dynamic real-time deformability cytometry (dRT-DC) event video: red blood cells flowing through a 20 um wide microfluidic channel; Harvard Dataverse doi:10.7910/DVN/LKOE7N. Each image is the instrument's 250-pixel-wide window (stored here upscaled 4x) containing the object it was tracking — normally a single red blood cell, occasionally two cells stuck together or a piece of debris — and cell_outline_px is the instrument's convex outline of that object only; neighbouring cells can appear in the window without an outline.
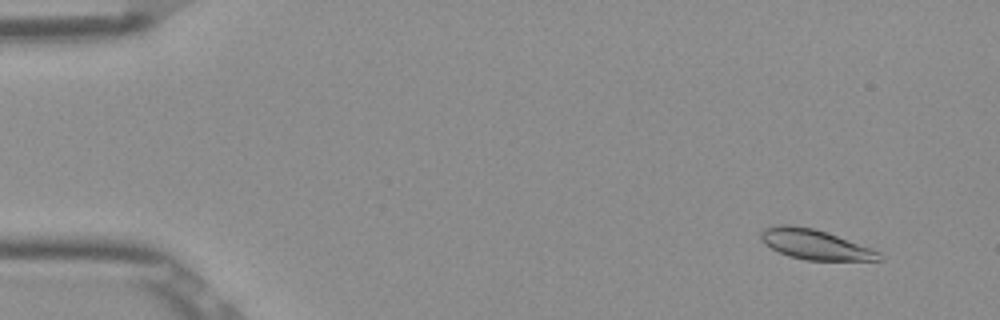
{"species": "Egyptian fruit bat (a non-hibernating species)", "species_latin": "Rousettus aegyptiacus", "temperature_condition": "room temperature", "stored_images_in_passage": 9, "camera_frame_rate_fps": 3000, "um_per_image_px": 0.085, "frame": {"image": 1, "passage_image": 2, "time_ms": 0.333, "image_size_px": [1000, 320], "cell_outline_px": [[884, 260], [804, 260], [788, 256], [764, 244], [760, 240], [760, 232], [764, 228], [780, 224], [788, 224], [812, 228], [836, 236], [880, 252]], "centroid_in_image_um": [69.21, 20.78], "position_along_channel_um": 15.8, "area_um2": 20.35}}
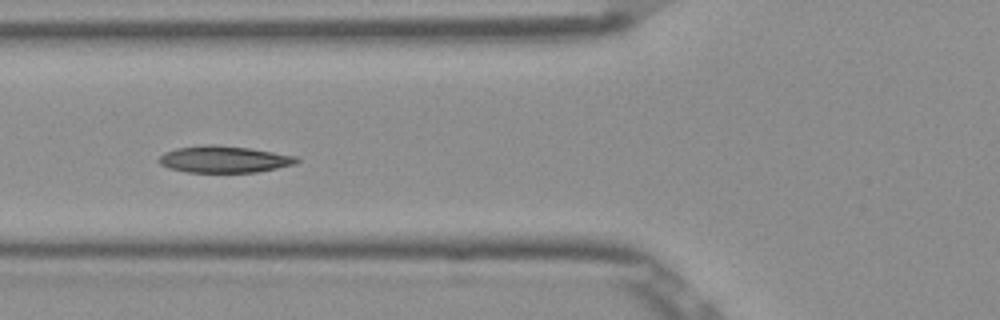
{"frame": {"image": 2, "passage_image": 6, "time_ms": 1.667, "image_size_px": [1000, 320], "cell_outline_px": [[300, 160], [296, 164], [256, 172], [184, 172], [168, 168], [160, 164], [160, 156], [164, 152], [176, 148], [204, 144], [212, 144], [248, 148], [296, 156]], "centroid_in_image_um": [19.02, 13.54], "position_along_channel_um": 106.8, "area_um2": 21.39}}
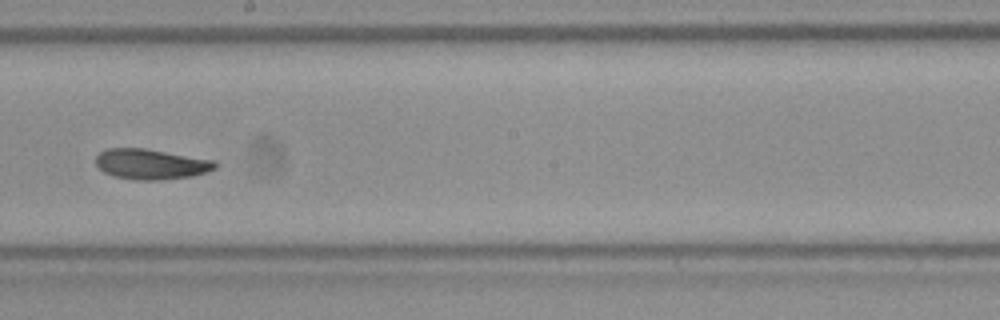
{"frame": {"image": 3, "passage_image": 9, "time_ms": 2.667, "image_size_px": [1000, 320], "cell_outline_px": [[216, 168], [208, 172], [192, 176], [160, 180], [136, 180], [112, 176], [104, 172], [96, 164], [96, 156], [100, 152], [108, 148], [144, 148], [216, 160]], "centroid_in_image_um": [12.85, 13.95], "position_along_channel_um": 235.4, "area_um2": 21.21}}